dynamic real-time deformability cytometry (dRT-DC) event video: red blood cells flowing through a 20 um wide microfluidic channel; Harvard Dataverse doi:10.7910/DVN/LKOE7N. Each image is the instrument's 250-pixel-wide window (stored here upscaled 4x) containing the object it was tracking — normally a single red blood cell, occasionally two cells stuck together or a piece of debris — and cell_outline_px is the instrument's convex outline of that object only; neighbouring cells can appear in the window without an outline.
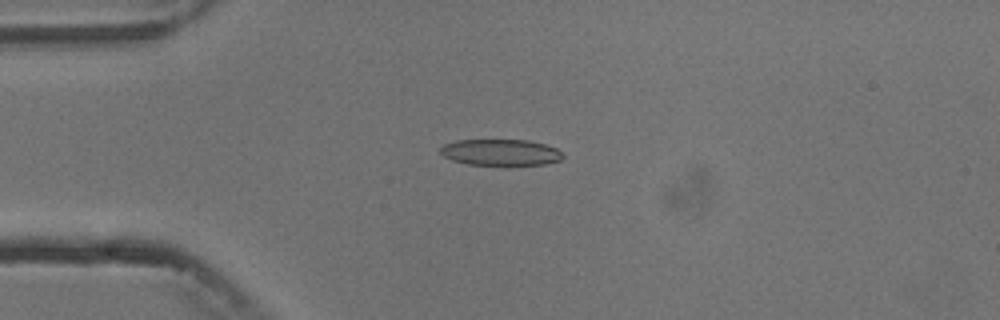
{"species": "common noctule bat (a hibernating species)", "species_latin": "Nyctalus noctula", "temperature_condition": "cold", "stored_images_in_passage": 8, "camera_frame_rate_fps": 3000, "um_per_image_px": 0.085, "animal": {"sex": "male", "body_mass_g": 13.3}, "frame": {"image": 1, "passage_image": 4, "time_ms": 4.333, "image_size_px": [1000, 320], "cell_outline_px": [[564, 156], [560, 160], [544, 164], [468, 164], [452, 160], [444, 156], [440, 152], [440, 148], [444, 144], [456, 140], [528, 140], [544, 144], [556, 148]], "centroid_in_image_um": [42.53, 12.93], "position_along_channel_um": 42.5, "area_um2": 18.44}}
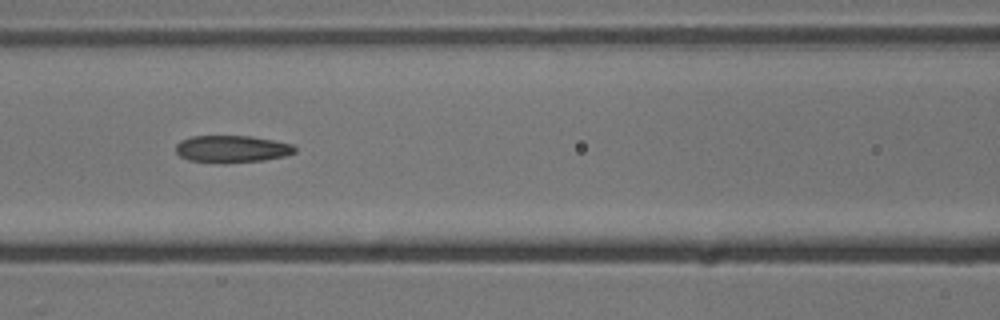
{"frame": {"image": 2, "passage_image": 7, "time_ms": 7.667, "image_size_px": [1000, 320], "cell_outline_px": [[296, 152], [288, 156], [264, 160], [224, 164], [188, 160], [180, 156], [176, 152], [176, 144], [180, 140], [192, 136], [252, 136], [292, 144], [296, 148]], "centroid_in_image_um": [19.72, 12.67], "position_along_channel_um": 146.9, "area_um2": 19.13}}
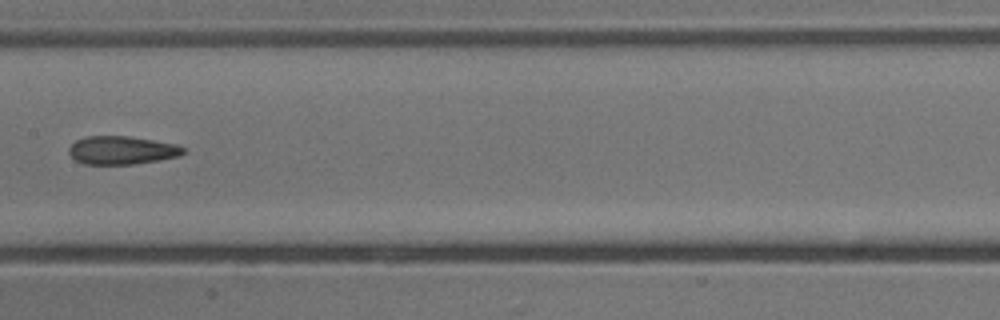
{"frame": {"image": 3, "passage_image": 8, "time_ms": 9.0, "image_size_px": [1000, 320], "cell_outline_px": [[184, 152], [180, 156], [132, 164], [84, 164], [76, 160], [68, 152], [68, 148], [76, 140], [84, 136], [128, 136], [176, 144], [184, 148]], "centroid_in_image_um": [10.32, 12.76], "position_along_channel_um": 197.1, "area_um2": 18.67}}